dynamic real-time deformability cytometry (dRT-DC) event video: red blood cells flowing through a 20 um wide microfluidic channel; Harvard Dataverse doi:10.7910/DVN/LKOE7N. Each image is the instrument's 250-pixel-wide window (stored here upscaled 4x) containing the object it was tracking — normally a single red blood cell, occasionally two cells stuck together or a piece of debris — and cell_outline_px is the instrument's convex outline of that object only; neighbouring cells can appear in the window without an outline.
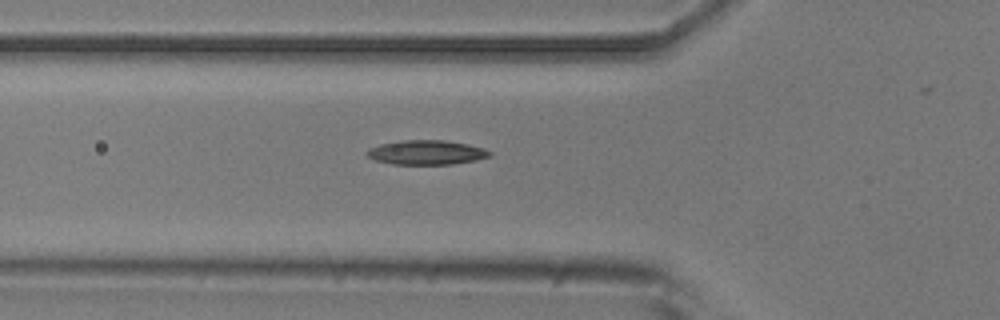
{"species": "common noctule bat (a hibernating species)", "species_latin": "Nyctalus noctula", "temperature_condition": "room temperature", "stored_images_in_passage": 6, "camera_frame_rate_fps": 3000, "um_per_image_px": 0.085, "animal": {"sex": "male", "body_mass_g": 20.5, "forearm_length_mm": 52.5}, "frame": {"image": 1, "passage_image": 6, "time_ms": 13.667, "image_size_px": [1000, 320], "cell_outline_px": [[492, 156], [476, 160], [452, 164], [392, 164], [376, 160], [368, 156], [368, 148], [380, 144], [400, 140], [444, 140], [468, 144], [484, 148], [492, 152]], "centroid_in_image_um": [36.29, 12.95], "position_along_channel_um": 89.5, "area_um2": 17.46}}